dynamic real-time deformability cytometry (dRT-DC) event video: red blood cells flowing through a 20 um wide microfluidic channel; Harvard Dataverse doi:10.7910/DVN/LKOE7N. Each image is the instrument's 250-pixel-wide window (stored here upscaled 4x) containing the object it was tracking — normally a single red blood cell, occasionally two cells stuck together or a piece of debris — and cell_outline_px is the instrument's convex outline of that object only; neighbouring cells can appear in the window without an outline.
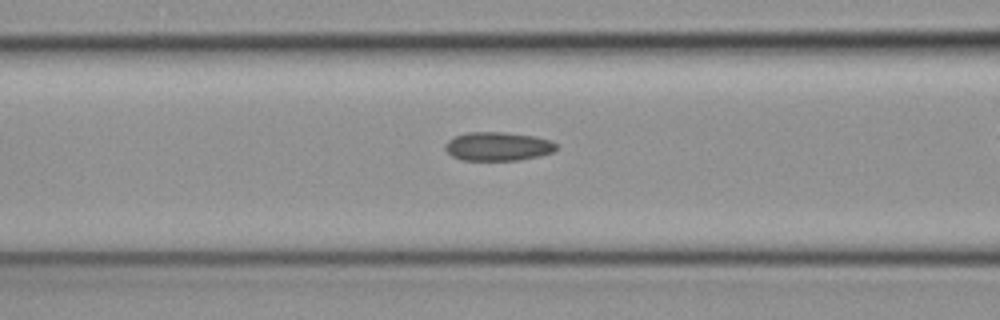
{"species": "common noctule bat (a hibernating species)", "species_latin": "Nyctalus noctula", "temperature_condition": "cold", "stored_images_in_passage": 28, "camera_frame_rate_fps": 3000, "um_per_image_px": 0.085, "animal": {"sex": "female", "body_mass_g": 19.3, "forearm_length_mm": 54.1}, "frame": {"image": 1, "passage_image": 9, "time_ms": 2.667, "image_size_px": [1000, 320], "cell_outline_px": [[556, 152], [540, 156], [520, 160], [460, 160], [452, 156], [444, 148], [444, 144], [448, 140], [456, 136], [468, 132], [504, 132], [536, 136], [552, 140], [556, 144]], "centroid_in_image_um": [42.35, 12.44], "position_along_channel_um": 124.2, "area_um2": 18.84}}
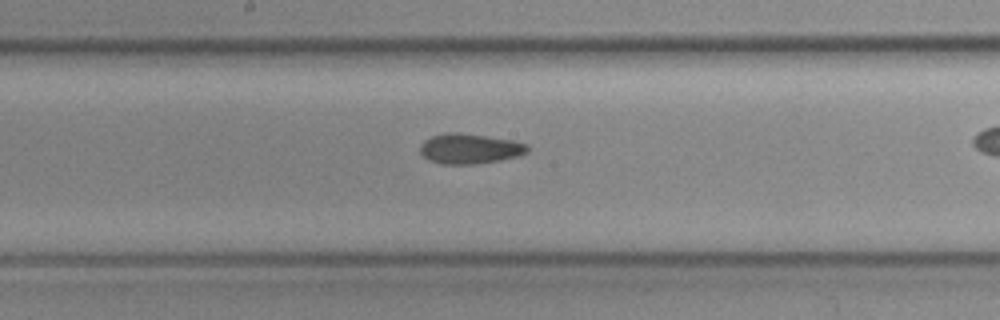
{"frame": {"image": 2, "passage_image": 15, "time_ms": 4.667, "image_size_px": [1000, 320], "cell_outline_px": [[528, 152], [520, 156], [500, 160], [476, 164], [440, 164], [428, 160], [420, 152], [420, 144], [424, 140], [432, 136], [444, 132], [456, 132], [512, 140], [528, 144]], "centroid_in_image_um": [39.91, 12.64], "position_along_channel_um": 208.3, "area_um2": 18.96}}
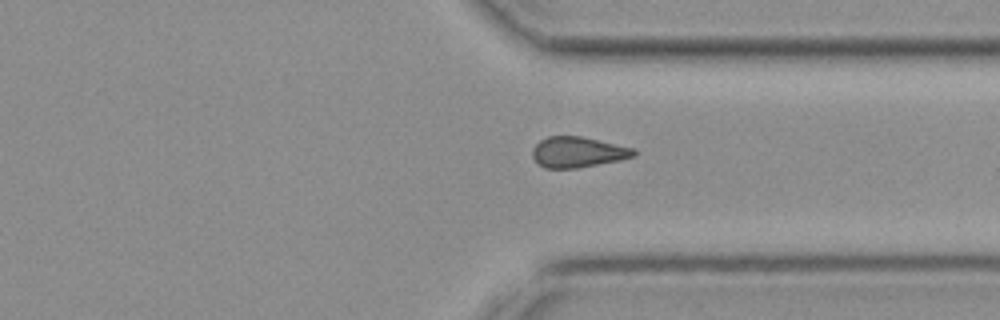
{"frame": {"image": 3, "passage_image": 26, "time_ms": 8.333, "image_size_px": [1000, 320], "cell_outline_px": [[636, 156], [620, 160], [576, 168], [544, 168], [532, 156], [532, 148], [540, 140], [548, 136], [580, 136], [636, 148]], "centroid_in_image_um": [49.14, 12.92], "position_along_channel_um": 362.3, "area_um2": 18.09}}